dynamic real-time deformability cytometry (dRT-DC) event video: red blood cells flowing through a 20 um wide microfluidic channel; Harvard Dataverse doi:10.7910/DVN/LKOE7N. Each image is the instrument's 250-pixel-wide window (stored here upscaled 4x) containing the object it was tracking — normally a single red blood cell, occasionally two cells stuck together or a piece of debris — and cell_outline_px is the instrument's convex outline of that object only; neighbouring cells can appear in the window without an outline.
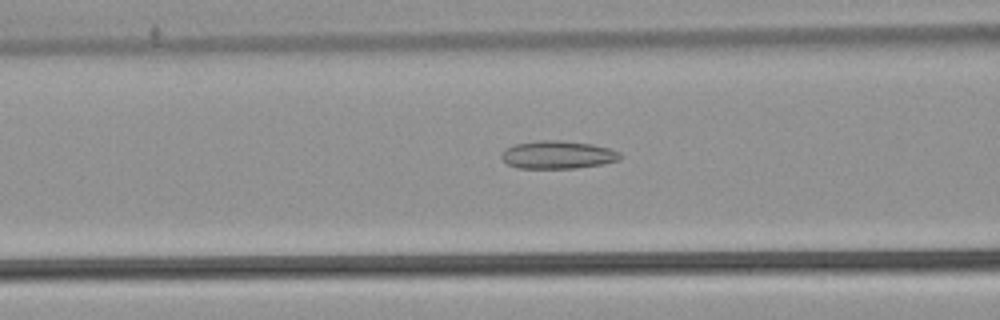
{"species": "common noctule bat (a hibernating species)", "species_latin": "Nyctalus noctula", "temperature_condition": "warm", "stored_images_in_passage": 54, "camera_frame_rate_fps": 3000, "um_per_image_px": 0.085, "animal": {"sex": "male", "body_mass_g": 21.5, "forearm_length_mm": 52.0}, "frame": {"image": 1, "passage_image": 22, "time_ms": 7.0, "image_size_px": [1000, 320], "cell_outline_px": [[620, 160], [600, 164], [576, 168], [516, 168], [508, 164], [500, 156], [508, 148], [516, 144], [536, 140], [564, 140], [592, 144], [608, 148], [620, 152]], "centroid_in_image_um": [47.42, 13.15], "position_along_channel_um": 119.2, "area_um2": 19.19}}
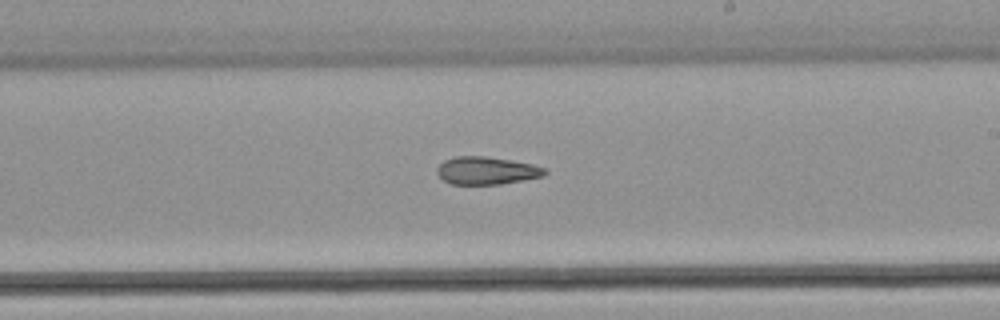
{"frame": {"image": 2, "passage_image": 32, "time_ms": 10.333, "image_size_px": [1000, 320], "cell_outline_px": [[548, 172], [544, 176], [500, 184], [452, 184], [444, 180], [436, 172], [436, 168], [444, 160], [456, 156], [484, 156], [512, 160], [532, 164], [544, 168]], "centroid_in_image_um": [41.35, 14.49], "position_along_channel_um": 247.6, "area_um2": 17.34}}
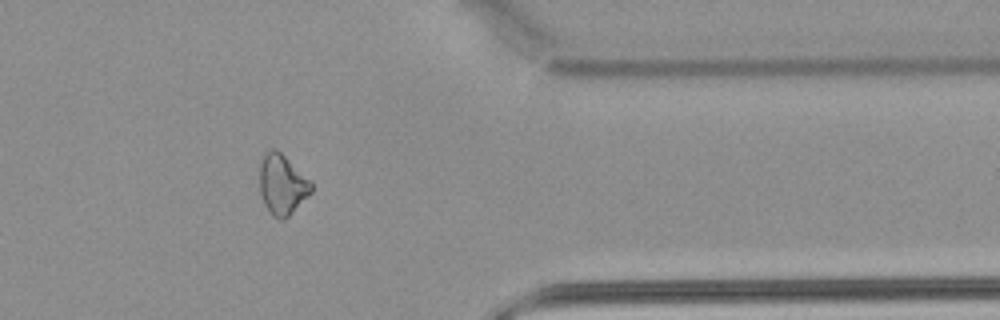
{"frame": {"image": 3, "passage_image": 44, "time_ms": 14.333, "image_size_px": [1000, 320], "cell_outline_px": [[312, 192], [284, 220], [280, 220], [272, 216], [264, 204], [260, 192], [260, 156], [268, 148], [276, 148], [312, 184]], "centroid_in_image_um": [23.93, 15.67], "position_along_channel_um": 387.5, "area_um2": 17.98}, "authors_computed_cell_mechanics": {"area_um2": 20.1433, "velocity_mm_per_s": 3.8628, "shape_relaxation_time_tau1_ms": null, "shape_relaxation_time_tau2_ms": 7.9314, "deformation_change_tau1": null, "deformation_change_tau2": 0.1538}}